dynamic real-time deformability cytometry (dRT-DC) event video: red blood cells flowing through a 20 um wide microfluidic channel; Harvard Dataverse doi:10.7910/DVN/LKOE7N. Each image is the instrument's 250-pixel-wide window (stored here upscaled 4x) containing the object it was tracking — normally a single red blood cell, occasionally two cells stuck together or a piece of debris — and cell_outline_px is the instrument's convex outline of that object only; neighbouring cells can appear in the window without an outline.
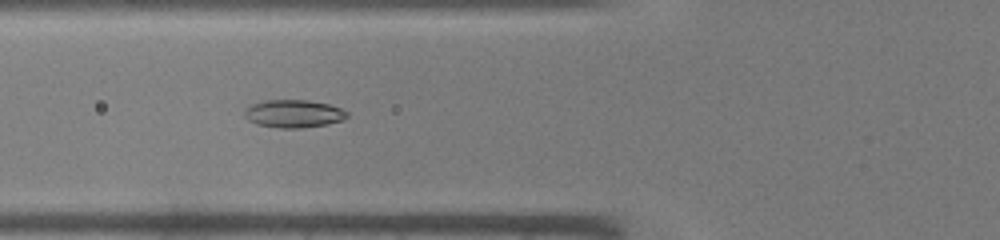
{"species": "common noctule bat (a hibernating species)", "species_latin": "Nyctalus noctula", "temperature_condition": "warm", "stored_images_in_passage": 31, "camera_frame_rate_fps": 3000, "um_per_image_px": 0.085, "animal": {"sex": "male", "body_mass_g": 19.0, "forearm_length_mm": 50.8}, "frame": {"image": 1, "passage_image": 4, "time_ms": 1.0, "image_size_px": [1000, 240], "cell_outline_px": [[348, 116], [340, 120], [328, 124], [300, 128], [280, 128], [256, 124], [248, 120], [244, 116], [244, 112], [252, 104], [264, 100], [308, 100], [328, 104], [340, 108], [348, 112]], "centroid_in_image_um": [24.94, 9.66], "position_along_channel_um": 100.9, "area_um2": 16.53}}
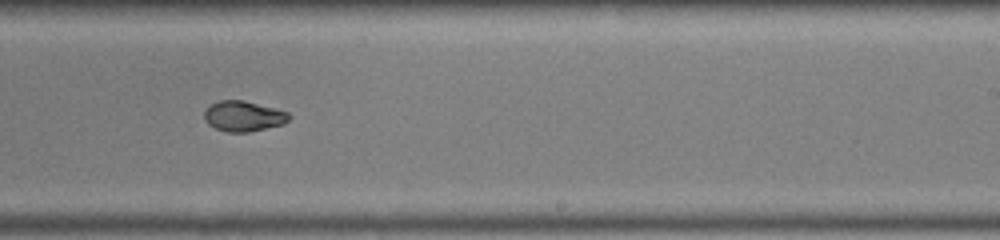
{"frame": {"image": 2, "passage_image": 15, "time_ms": 4.667, "image_size_px": [1000, 240], "cell_outline_px": [[292, 116], [284, 124], [248, 132], [228, 132], [216, 128], [208, 124], [204, 120], [204, 112], [212, 104], [220, 100], [244, 100], [288, 112]], "centroid_in_image_um": [20.7, 9.88], "position_along_channel_um": 268.3, "area_um2": 14.91}}
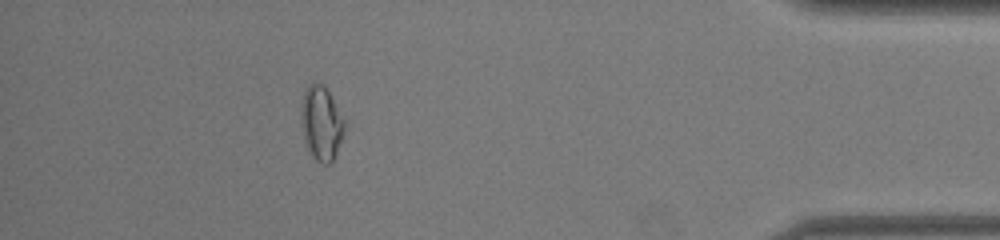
{"frame": {"image": 3, "passage_image": 27, "time_ms": 8.667, "image_size_px": [1000, 240], "cell_outline_px": [[344, 128], [336, 152], [332, 160], [328, 164], [324, 164], [316, 160], [312, 156], [304, 140], [300, 112], [304, 92], [308, 84], [324, 84], [344, 120]], "centroid_in_image_um": [27.28, 10.46], "position_along_channel_um": 407.9, "area_um2": 18.21}}